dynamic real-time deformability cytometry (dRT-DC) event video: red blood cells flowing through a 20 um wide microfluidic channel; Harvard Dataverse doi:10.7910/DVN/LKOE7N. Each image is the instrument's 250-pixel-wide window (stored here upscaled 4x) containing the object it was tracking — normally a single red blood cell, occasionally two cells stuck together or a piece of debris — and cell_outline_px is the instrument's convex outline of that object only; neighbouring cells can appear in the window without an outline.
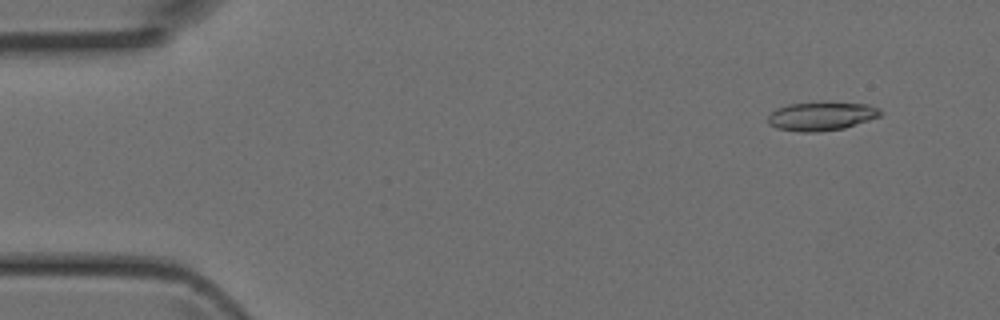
{"species": "Egyptian fruit bat (a non-hibernating species)", "species_latin": "Rousettus aegyptiacus", "temperature_condition": "room temperature", "stored_images_in_passage": 44, "camera_frame_rate_fps": 3000, "um_per_image_px": 0.085, "animal": {"sex": "female"}, "frame": {"image": 1, "passage_image": 4, "time_ms": 1.0, "image_size_px": [1000, 320], "cell_outline_px": [[884, 112], [880, 116], [844, 128], [816, 132], [800, 132], [776, 128], [768, 124], [768, 116], [776, 108], [788, 104], [824, 100], [868, 104], [880, 108]], "centroid_in_image_um": [69.83, 9.83], "position_along_channel_um": 15.2, "area_um2": 19.42}}
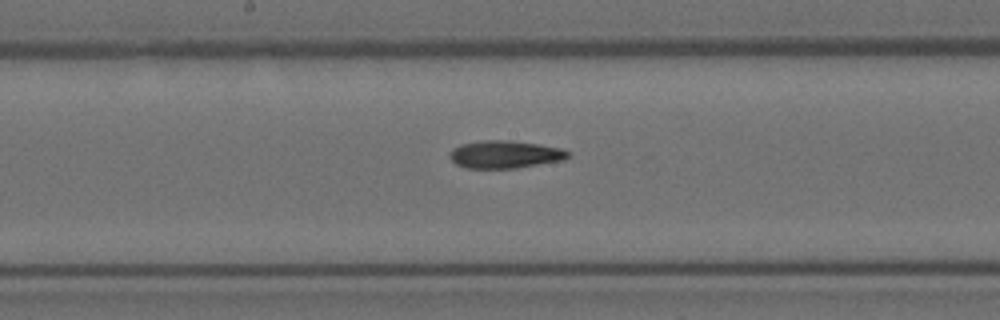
{"frame": {"image": 2, "passage_image": 23, "time_ms": 7.333, "image_size_px": [1000, 320], "cell_outline_px": [[568, 156], [564, 160], [516, 168], [468, 168], [456, 164], [448, 156], [448, 152], [452, 148], [460, 144], [480, 140], [500, 140], [536, 144], [560, 148], [568, 152]], "centroid_in_image_um": [42.84, 13.13], "position_along_channel_um": 205.4, "area_um2": 18.9}}
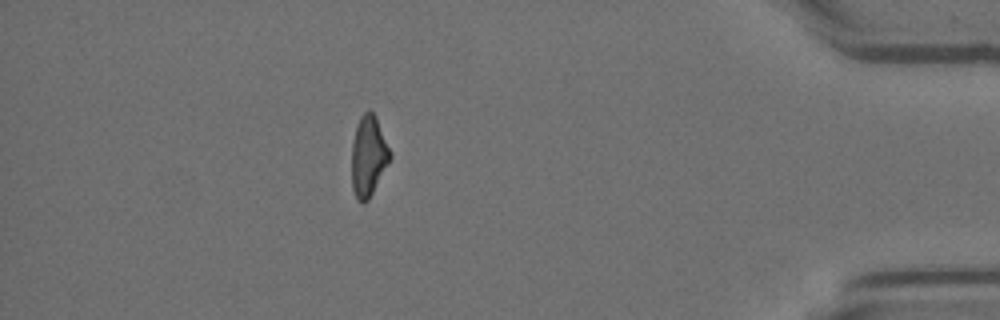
{"frame": {"image": 3, "passage_image": 39, "time_ms": 12.667, "image_size_px": [1000, 320], "cell_outline_px": [[392, 156], [368, 200], [364, 204], [360, 204], [356, 200], [352, 188], [352, 144], [356, 128], [360, 116], [368, 108], [376, 116]], "centroid_in_image_um": [31.3, 13.29], "position_along_channel_um": 403.9, "area_um2": 17.92}}